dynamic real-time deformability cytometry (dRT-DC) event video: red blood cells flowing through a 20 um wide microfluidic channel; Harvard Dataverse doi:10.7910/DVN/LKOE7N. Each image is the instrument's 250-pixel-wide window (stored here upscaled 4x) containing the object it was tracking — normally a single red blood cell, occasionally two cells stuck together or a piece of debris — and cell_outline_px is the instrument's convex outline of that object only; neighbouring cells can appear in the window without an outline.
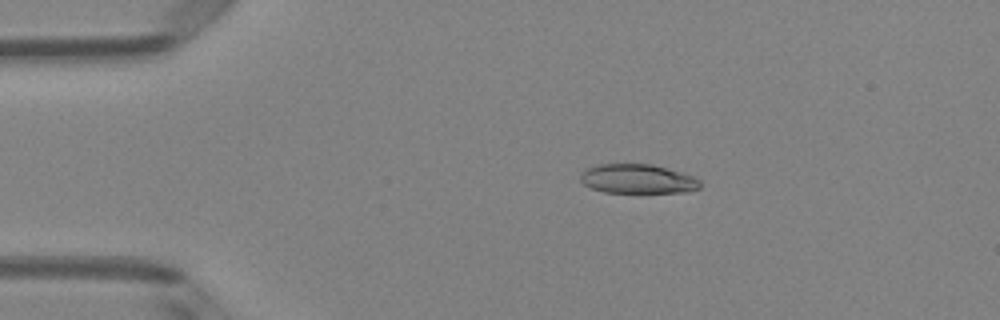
{"species": "Egyptian fruit bat (a non-hibernating species)", "species_latin": "Rousettus aegyptiacus", "temperature_condition": "room temperature", "stored_images_in_passage": 50, "camera_frame_rate_fps": 3000, "um_per_image_px": 0.085, "animal": {"sex": "female"}, "frame": {"image": 1, "passage_image": 10, "time_ms": 3.0, "image_size_px": [1000, 320], "cell_outline_px": [[700, 188], [688, 192], [604, 192], [592, 188], [584, 184], [580, 180], [580, 172], [584, 168], [596, 164], [652, 164], [680, 172], [692, 176], [700, 180]], "centroid_in_image_um": [54.16, 15.2], "position_along_channel_um": 30.8, "area_um2": 20.46}}
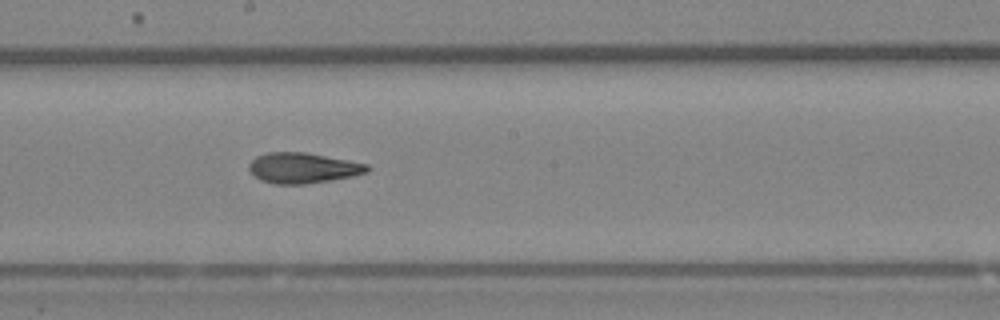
{"frame": {"image": 2, "passage_image": 28, "time_ms": 9.0, "image_size_px": [1000, 320], "cell_outline_px": [[368, 172], [352, 176], [304, 184], [276, 184], [260, 180], [248, 168], [248, 164], [256, 156], [268, 152], [304, 152], [348, 160], [368, 164]], "centroid_in_image_um": [25.72, 14.27], "position_along_channel_um": 222.5, "area_um2": 20.75}}
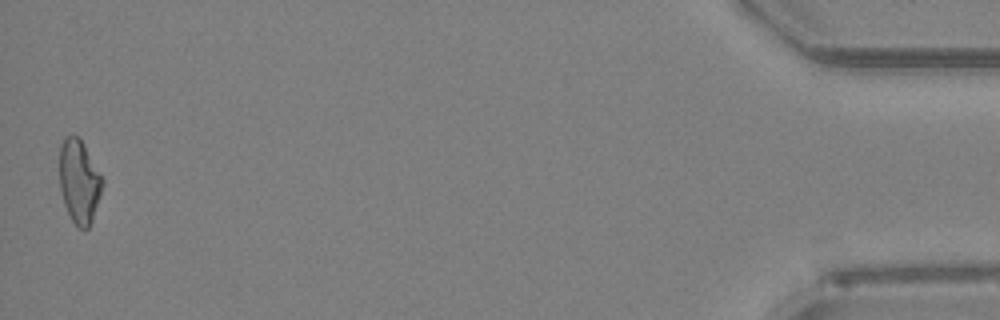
{"frame": {"image": 3, "passage_image": 50, "time_ms": 16.333, "image_size_px": [1000, 320], "cell_outline_px": [[104, 184], [92, 220], [88, 228], [84, 232], [72, 220], [64, 204], [60, 188], [60, 144], [64, 136], [76, 136], [84, 144], [104, 180]], "centroid_in_image_um": [6.74, 15.43], "position_along_channel_um": 428.5, "area_um2": 20.81}, "authors_computed_cell_mechanics": {"area_um2": 20.9814, "velocity_mm_per_s": 4.078, "shape_relaxation_time_tau1_ms": null, "shape_relaxation_time_tau2_ms": 3.2388, "deformation_change_tau1": null, "deformation_change_tau2": 0.1119}}